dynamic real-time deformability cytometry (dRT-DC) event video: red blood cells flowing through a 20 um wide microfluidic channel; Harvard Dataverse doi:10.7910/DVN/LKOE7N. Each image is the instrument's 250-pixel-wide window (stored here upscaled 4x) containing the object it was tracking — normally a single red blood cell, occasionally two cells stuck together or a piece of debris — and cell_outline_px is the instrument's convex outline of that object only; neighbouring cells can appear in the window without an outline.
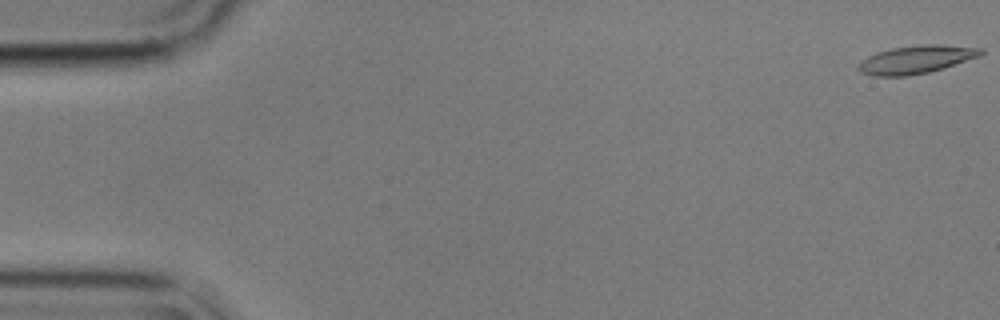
{"species": "common noctule bat (a hibernating species)", "species_latin": "Nyctalus noctula", "temperature_condition": "cold", "stored_images_in_passage": 9, "camera_frame_rate_fps": 3000, "um_per_image_px": 0.085, "animal": {"sex": "male", "body_mass_g": 17.9}, "frame": {"image": 1, "passage_image": 1, "time_ms": 0.0, "image_size_px": [1000, 320], "cell_outline_px": [[984, 52], [980, 56], [944, 68], [928, 72], [908, 76], [872, 76], [860, 72], [856, 68], [860, 60], [876, 52], [892, 48], [924, 44], [940, 44], [984, 48]], "centroid_in_image_um": [77.86, 5.06], "position_along_channel_um": 7.1, "area_um2": 20.23}}
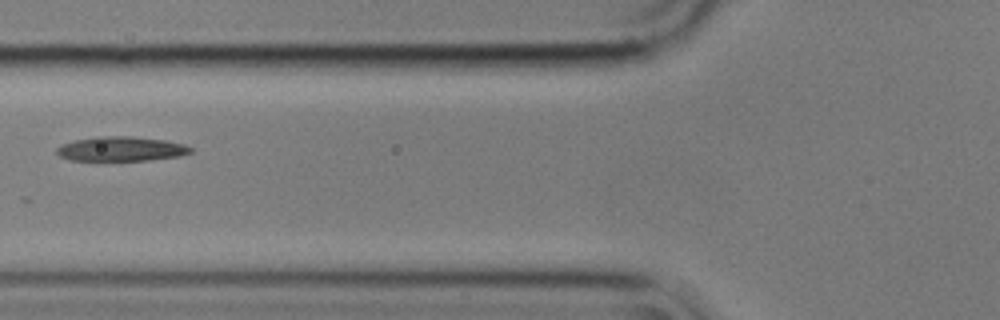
{"frame": {"image": 2, "passage_image": 7, "time_ms": 2.0, "image_size_px": [1000, 320], "cell_outline_px": [[192, 152], [180, 156], [148, 160], [68, 160], [60, 156], [56, 152], [56, 148], [64, 144], [76, 140], [96, 136], [132, 136], [164, 140], [184, 144], [192, 148]], "centroid_in_image_um": [10.31, 12.65], "position_along_channel_um": 115.5, "area_um2": 19.02}}
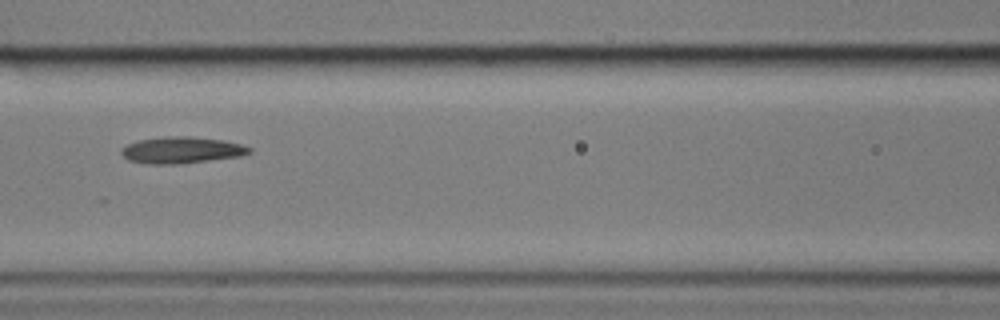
{"frame": {"image": 3, "passage_image": 8, "time_ms": 2.333, "image_size_px": [1000, 320], "cell_outline_px": [[252, 152], [240, 156], [176, 164], [148, 164], [128, 160], [120, 152], [120, 148], [128, 144], [140, 140], [168, 136], [188, 136], [224, 140], [240, 144], [252, 148]], "centroid_in_image_um": [15.42, 12.75], "position_along_channel_um": 151.2, "area_um2": 19.65}}